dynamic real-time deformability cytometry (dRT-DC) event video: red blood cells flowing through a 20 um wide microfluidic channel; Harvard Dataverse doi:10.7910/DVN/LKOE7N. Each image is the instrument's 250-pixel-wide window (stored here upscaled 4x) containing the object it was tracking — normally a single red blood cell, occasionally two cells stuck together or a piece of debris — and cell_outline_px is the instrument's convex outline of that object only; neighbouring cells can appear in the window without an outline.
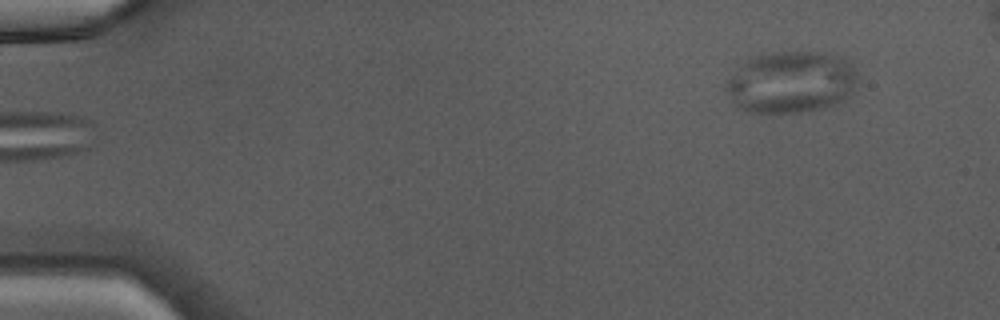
{"species": "Egyptian fruit bat (a non-hibernating species)", "species_latin": "Rousettus aegyptiacus", "temperature_condition": "warm", "stored_images_in_passage": 43, "camera_frame_rate_fps": 3000, "um_per_image_px": 0.085, "animal": {"sex": "male"}, "frame": {"image": 1, "passage_image": 1, "time_ms": 0.0, "image_size_px": [1000, 320], "cell_outline_px": [[856, 80], [852, 92], [836, 104], [820, 108], [796, 112], [752, 112], [740, 108], [732, 100], [724, 88], [724, 84], [748, 60], [756, 56], [772, 52], [824, 52], [848, 56], [852, 64], [856, 76]], "centroid_in_image_um": [67.29, 6.96], "position_along_channel_um": 17.7, "area_um2": 46.99}}
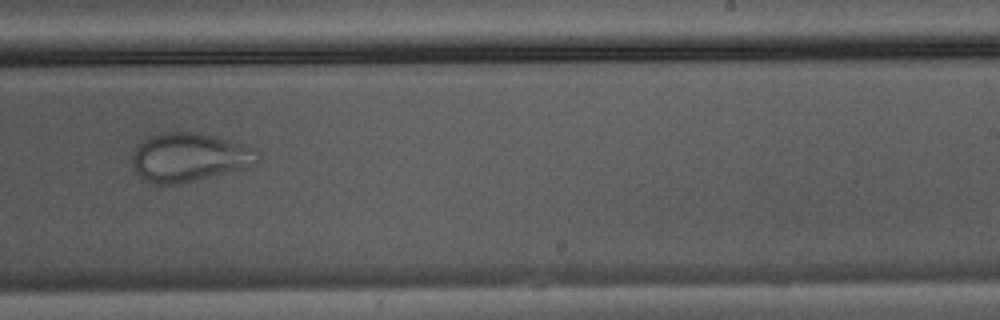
{"frame": {"image": 2, "passage_image": 26, "time_ms": 8.333, "image_size_px": [1000, 320], "cell_outline_px": [[248, 168], [180, 184], [152, 184], [144, 180], [136, 172], [132, 164], [132, 156], [136, 148], [148, 136], [164, 132], [200, 132], [240, 144], [248, 164]], "centroid_in_image_um": [15.81, 13.4], "position_along_channel_um": 273.2, "area_um2": 33.93}}
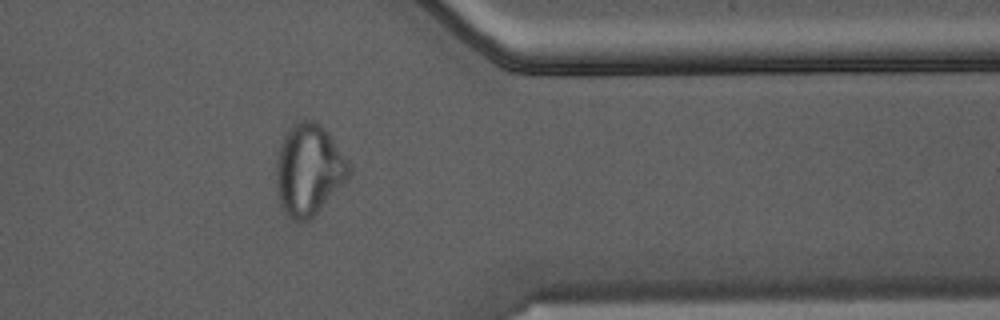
{"frame": {"image": 3, "passage_image": 34, "time_ms": 11.0, "image_size_px": [1000, 320], "cell_outline_px": [[352, 172], [320, 208], [308, 220], [300, 224], [292, 220], [284, 212], [280, 204], [276, 184], [276, 156], [284, 132], [292, 124], [304, 116], [316, 120], [328, 132], [352, 168]], "centroid_in_image_um": [26.19, 14.37], "position_along_channel_um": 385.2, "area_um2": 38.96}}